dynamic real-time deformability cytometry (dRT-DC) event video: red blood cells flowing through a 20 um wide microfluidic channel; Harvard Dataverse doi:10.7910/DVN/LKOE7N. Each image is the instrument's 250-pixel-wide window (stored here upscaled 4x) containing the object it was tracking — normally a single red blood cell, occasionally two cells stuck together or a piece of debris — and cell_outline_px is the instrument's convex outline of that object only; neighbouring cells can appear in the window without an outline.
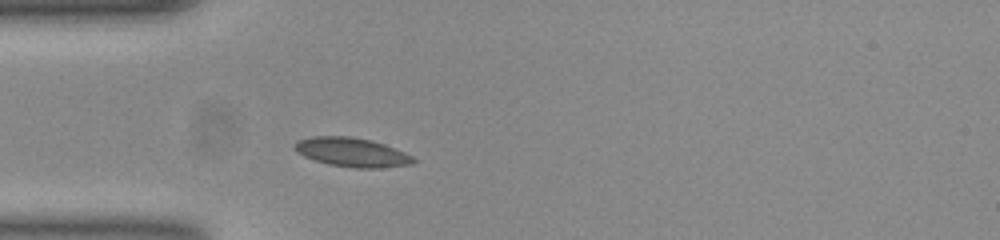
{"species": "common noctule bat (a hibernating species)", "species_latin": "Nyctalus noctula", "temperature_condition": "room temperature", "stored_images_in_passage": 45, "camera_frame_rate_fps": 3000, "um_per_image_px": 0.085, "animal": {"sex": "female", "body_mass_g": 23.0, "forearm_length_mm": 53.4}, "frame": {"image": 1, "passage_image": 7, "time_ms": 2.0, "image_size_px": [1000, 240], "cell_outline_px": [[416, 160], [412, 164], [380, 168], [356, 168], [328, 164], [304, 156], [296, 152], [292, 148], [292, 144], [296, 140], [312, 136], [348, 136], [372, 140], [384, 144], [404, 152], [412, 156]], "centroid_in_image_um": [29.86, 12.93], "position_along_channel_um": 55.1, "area_um2": 20.23}}
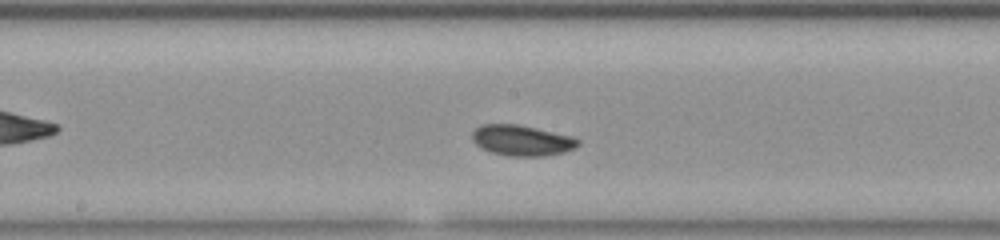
{"frame": {"image": 2, "passage_image": 19, "time_ms": 6.0, "image_size_px": [1000, 240], "cell_outline_px": [[580, 144], [576, 148], [564, 152], [544, 156], [508, 156], [492, 152], [480, 148], [472, 140], [472, 132], [480, 124], [516, 124], [536, 128], [572, 136], [580, 140]], "centroid_in_image_um": [44.36, 11.94], "position_along_channel_um": 203.8, "area_um2": 19.02}}
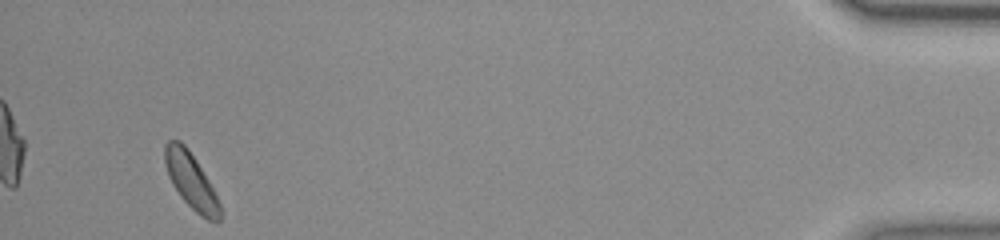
{"frame": {"image": 3, "passage_image": 42, "time_ms": 13.667, "image_size_px": [1000, 240], "cell_outline_px": [[220, 220], [216, 224], [200, 216], [180, 196], [172, 184], [168, 176], [164, 160], [164, 144], [168, 140], [180, 140], [188, 148], [196, 160], [208, 180], [220, 204]], "centroid_in_image_um": [16.22, 15.36], "position_along_channel_um": 419.0, "area_um2": 17.8}, "authors_computed_cell_mechanics": {"area_um2": 18.2648, "velocity_mm_per_s": 3.8384, "shape_relaxation_time_tau1_ms": 2.72, "shape_relaxation_time_tau2_ms": null, "deformation_change_tau1": 0.0731, "deformation_change_tau2": null}}